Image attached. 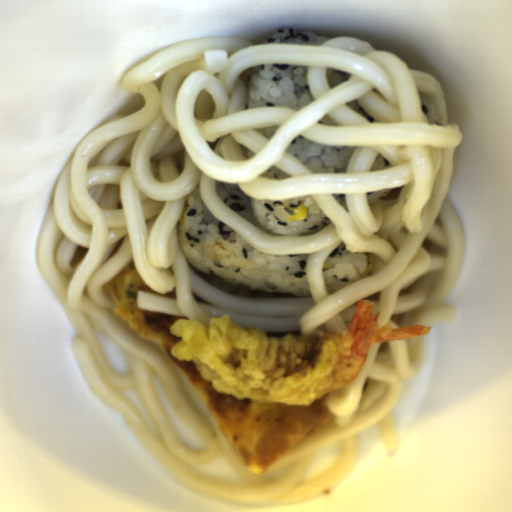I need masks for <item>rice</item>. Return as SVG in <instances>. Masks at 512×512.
I'll use <instances>...</instances> for the list:
<instances>
[{
	"mask_svg": "<svg viewBox=\"0 0 512 512\" xmlns=\"http://www.w3.org/2000/svg\"><path fill=\"white\" fill-rule=\"evenodd\" d=\"M178 244L194 269L227 283L267 293L310 297L309 255L260 252L206 207L200 186L184 201L177 225Z\"/></svg>",
	"mask_w": 512,
	"mask_h": 512,
	"instance_id": "1",
	"label": "rice"
},
{
	"mask_svg": "<svg viewBox=\"0 0 512 512\" xmlns=\"http://www.w3.org/2000/svg\"><path fill=\"white\" fill-rule=\"evenodd\" d=\"M216 192L226 207L249 221L266 235L293 236L313 234L327 227L326 213L313 197L285 200H259L242 193L239 183H223L216 180ZM308 206V219L290 221V207L301 203Z\"/></svg>",
	"mask_w": 512,
	"mask_h": 512,
	"instance_id": "2",
	"label": "rice"
},
{
	"mask_svg": "<svg viewBox=\"0 0 512 512\" xmlns=\"http://www.w3.org/2000/svg\"><path fill=\"white\" fill-rule=\"evenodd\" d=\"M314 100L308 67L288 63L252 66L247 80L246 108L282 107L301 111Z\"/></svg>",
	"mask_w": 512,
	"mask_h": 512,
	"instance_id": "3",
	"label": "rice"
},
{
	"mask_svg": "<svg viewBox=\"0 0 512 512\" xmlns=\"http://www.w3.org/2000/svg\"><path fill=\"white\" fill-rule=\"evenodd\" d=\"M356 147L322 144L297 135L287 152L315 174L346 173Z\"/></svg>",
	"mask_w": 512,
	"mask_h": 512,
	"instance_id": "4",
	"label": "rice"
},
{
	"mask_svg": "<svg viewBox=\"0 0 512 512\" xmlns=\"http://www.w3.org/2000/svg\"><path fill=\"white\" fill-rule=\"evenodd\" d=\"M369 255L347 249L346 242L339 243L324 261L329 264V269H322L325 290L329 294L335 293L345 286L359 282L368 267Z\"/></svg>",
	"mask_w": 512,
	"mask_h": 512,
	"instance_id": "5",
	"label": "rice"
},
{
	"mask_svg": "<svg viewBox=\"0 0 512 512\" xmlns=\"http://www.w3.org/2000/svg\"><path fill=\"white\" fill-rule=\"evenodd\" d=\"M329 40L331 39L324 35L288 27L269 34L260 44L291 43L317 47L322 46Z\"/></svg>",
	"mask_w": 512,
	"mask_h": 512,
	"instance_id": "6",
	"label": "rice"
},
{
	"mask_svg": "<svg viewBox=\"0 0 512 512\" xmlns=\"http://www.w3.org/2000/svg\"><path fill=\"white\" fill-rule=\"evenodd\" d=\"M421 111L425 114L429 124L439 125L441 118L439 108L433 99L422 97Z\"/></svg>",
	"mask_w": 512,
	"mask_h": 512,
	"instance_id": "7",
	"label": "rice"
},
{
	"mask_svg": "<svg viewBox=\"0 0 512 512\" xmlns=\"http://www.w3.org/2000/svg\"><path fill=\"white\" fill-rule=\"evenodd\" d=\"M325 75H326L327 85L331 89L333 87L349 80V77H350L349 73L338 71V70H333V69H329V68H326Z\"/></svg>",
	"mask_w": 512,
	"mask_h": 512,
	"instance_id": "8",
	"label": "rice"
},
{
	"mask_svg": "<svg viewBox=\"0 0 512 512\" xmlns=\"http://www.w3.org/2000/svg\"><path fill=\"white\" fill-rule=\"evenodd\" d=\"M262 175L274 181H282L290 177L287 173L273 165L269 167Z\"/></svg>",
	"mask_w": 512,
	"mask_h": 512,
	"instance_id": "9",
	"label": "rice"
},
{
	"mask_svg": "<svg viewBox=\"0 0 512 512\" xmlns=\"http://www.w3.org/2000/svg\"><path fill=\"white\" fill-rule=\"evenodd\" d=\"M393 188L379 189V190H375V191L366 192V198H367L368 204H376L378 200H381L385 195L390 193Z\"/></svg>",
	"mask_w": 512,
	"mask_h": 512,
	"instance_id": "10",
	"label": "rice"
},
{
	"mask_svg": "<svg viewBox=\"0 0 512 512\" xmlns=\"http://www.w3.org/2000/svg\"><path fill=\"white\" fill-rule=\"evenodd\" d=\"M347 106H349L351 109H353L356 113H358L360 116H362L364 119H366L367 121L371 122L373 121V116L368 113L360 103H358L357 101L353 100V101H349V102H345Z\"/></svg>",
	"mask_w": 512,
	"mask_h": 512,
	"instance_id": "11",
	"label": "rice"
},
{
	"mask_svg": "<svg viewBox=\"0 0 512 512\" xmlns=\"http://www.w3.org/2000/svg\"><path fill=\"white\" fill-rule=\"evenodd\" d=\"M389 167H392L390 161L379 153L370 170L372 172H378Z\"/></svg>",
	"mask_w": 512,
	"mask_h": 512,
	"instance_id": "12",
	"label": "rice"
},
{
	"mask_svg": "<svg viewBox=\"0 0 512 512\" xmlns=\"http://www.w3.org/2000/svg\"><path fill=\"white\" fill-rule=\"evenodd\" d=\"M277 129V125H272L266 128L257 129L260 134H262L264 137L271 138L275 131Z\"/></svg>",
	"mask_w": 512,
	"mask_h": 512,
	"instance_id": "13",
	"label": "rice"
}]
</instances>
